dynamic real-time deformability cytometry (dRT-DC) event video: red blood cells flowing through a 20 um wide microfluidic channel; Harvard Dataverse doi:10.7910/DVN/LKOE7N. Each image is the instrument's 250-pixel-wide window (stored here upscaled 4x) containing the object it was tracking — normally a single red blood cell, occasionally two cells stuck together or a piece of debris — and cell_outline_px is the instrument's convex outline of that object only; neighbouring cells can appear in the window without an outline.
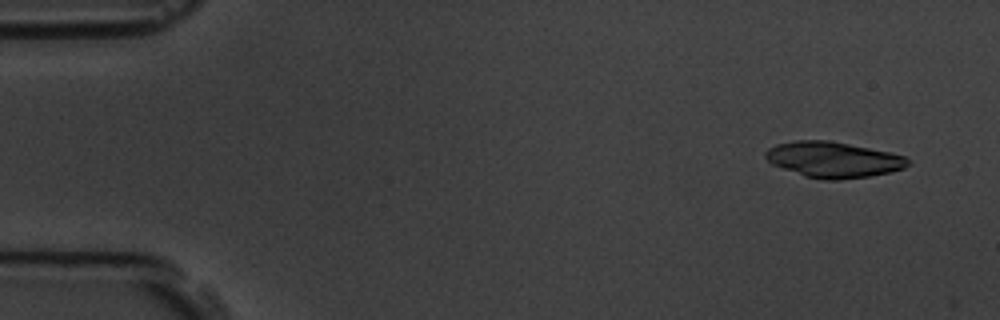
{"species": "common noctule bat (a hibernating species)", "species_latin": "Nyctalus noctula", "temperature_condition": "room temperature", "stored_images_in_passage": 2, "camera_frame_rate_fps": 3000, "um_per_image_px": 0.085, "animal": {"sex": "male", "body_mass_g": 19.5, "forearm_length_mm": 54.6}, "frame": {"image": 1, "passage_image": 1, "time_ms": 0.0, "image_size_px": [1000, 320], "cell_outline_px": [[912, 164], [904, 168], [892, 172], [868, 176], [840, 180], [824, 180], [804, 176], [768, 164], [764, 156], [764, 152], [768, 148], [776, 144], [796, 140], [828, 140], [888, 152], [904, 156]], "centroid_in_image_um": [70.77, 13.58], "position_along_channel_um": 14.2, "area_um2": 29.88}}